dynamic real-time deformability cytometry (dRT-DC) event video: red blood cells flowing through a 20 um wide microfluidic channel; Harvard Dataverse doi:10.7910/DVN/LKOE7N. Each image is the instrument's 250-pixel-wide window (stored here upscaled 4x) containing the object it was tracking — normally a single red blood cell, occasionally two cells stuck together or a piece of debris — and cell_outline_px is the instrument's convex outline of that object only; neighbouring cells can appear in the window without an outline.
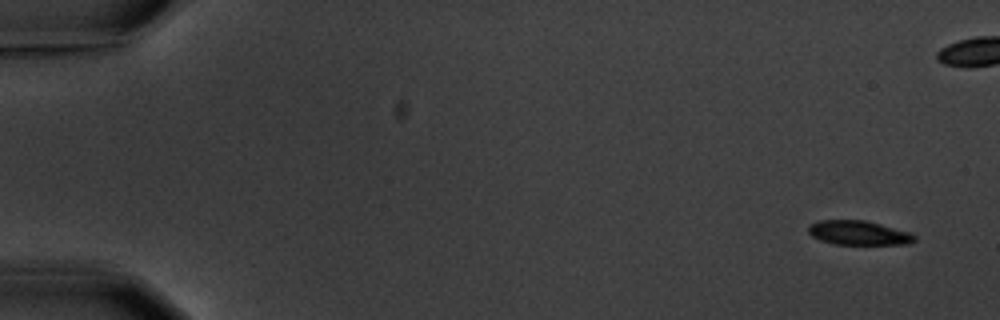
{"species": "common noctule bat (a hibernating species)", "species_latin": "Nyctalus noctula", "temperature_condition": "warm", "stored_images_in_passage": 5, "camera_frame_rate_fps": 3000, "um_per_image_px": 0.085, "animal": {"sex": "male", "body_mass_g": 20.1, "forearm_length_mm": 53.5}, "frame": {"image": 1, "passage_image": 1, "time_ms": 0.0, "image_size_px": [1000, 320], "cell_outline_px": [[916, 240], [908, 244], [836, 244], [820, 240], [812, 236], [808, 232], [808, 224], [820, 220], [864, 220], [880, 224], [908, 232], [916, 236]], "centroid_in_image_um": [72.95, 19.79], "position_along_channel_um": 12.1, "area_um2": 14.91}}